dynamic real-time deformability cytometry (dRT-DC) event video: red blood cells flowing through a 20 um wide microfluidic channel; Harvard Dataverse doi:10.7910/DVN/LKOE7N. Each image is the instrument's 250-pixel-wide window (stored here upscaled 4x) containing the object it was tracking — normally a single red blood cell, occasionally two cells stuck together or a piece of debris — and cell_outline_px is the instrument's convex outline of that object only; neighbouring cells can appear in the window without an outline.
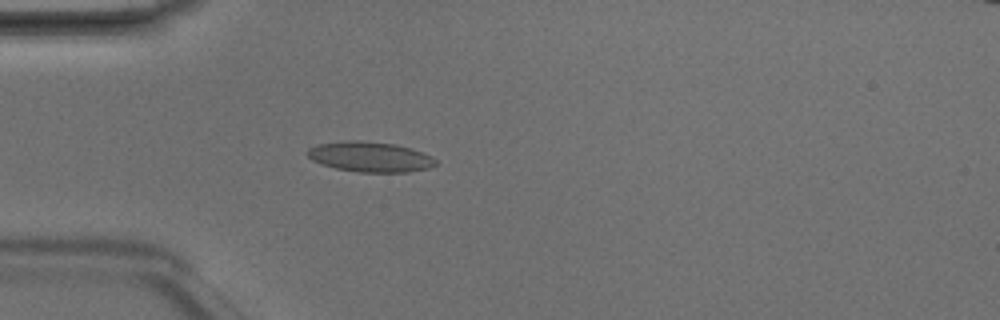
{"species": "Egyptian fruit bat (a non-hibernating species)", "species_latin": "Rousettus aegyptiacus", "temperature_condition": "room temperature", "stored_images_in_passage": 4, "camera_frame_rate_fps": 3000, "um_per_image_px": 0.085, "animal": {"sex": "male"}, "frame": {"image": 1, "passage_image": 4, "time_ms": 1.0, "image_size_px": [1000, 320], "cell_outline_px": [[436, 164], [428, 168], [408, 172], [360, 172], [336, 168], [320, 164], [312, 160], [308, 156], [308, 148], [320, 144], [348, 140], [356, 140], [396, 144], [412, 148], [432, 156], [436, 160]], "centroid_in_image_um": [31.47, 13.33], "position_along_channel_um": 53.5, "area_um2": 22.48}}